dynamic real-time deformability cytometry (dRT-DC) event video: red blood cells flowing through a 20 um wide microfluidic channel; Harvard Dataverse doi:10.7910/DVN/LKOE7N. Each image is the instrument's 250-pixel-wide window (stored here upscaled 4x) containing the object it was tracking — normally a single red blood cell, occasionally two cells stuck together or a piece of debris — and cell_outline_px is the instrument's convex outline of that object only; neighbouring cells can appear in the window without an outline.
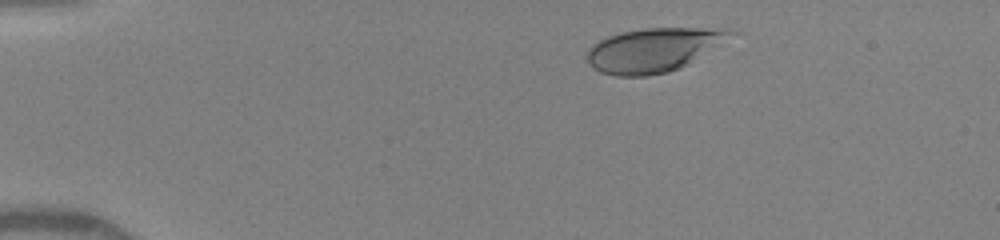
{"species": "human", "species_latin": "Homo sapiens", "temperature_condition": "warm", "stored_images_in_passage": 28, "camera_frame_rate_fps": 3000, "um_per_image_px": 0.085, "donor": {"sex": "female"}, "frame": {"image": 1, "passage_image": 3, "time_ms": 1.333, "image_size_px": [1000, 240], "cell_outline_px": [[740, 32], [688, 64], [680, 68], [668, 72], [648, 76], [616, 76], [600, 72], [592, 68], [588, 60], [588, 52], [592, 44], [608, 36], [624, 32], [644, 28], [720, 28]], "centroid_in_image_um": [55.57, 4.24], "position_along_channel_um": 29.4, "area_um2": 36.65}}
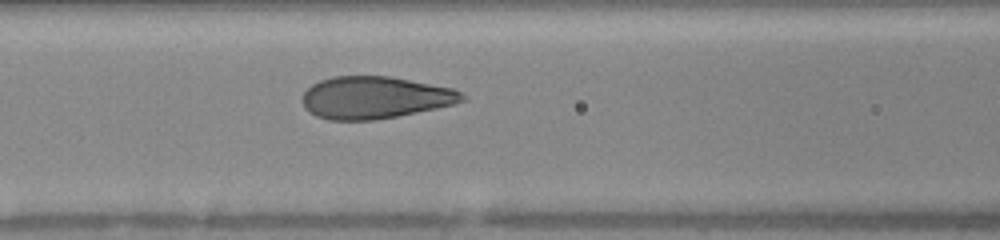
{"frame": {"image": 2, "passage_image": 14, "time_ms": 5.667, "image_size_px": [1000, 240], "cell_outline_px": [[468, 100], [436, 108], [396, 116], [372, 120], [328, 120], [316, 116], [304, 108], [304, 92], [312, 84], [320, 80], [332, 76], [388, 76], [452, 88], [464, 92], [468, 96]], "centroid_in_image_um": [31.89, 8.29], "position_along_channel_um": 134.7, "area_um2": 39.19}}
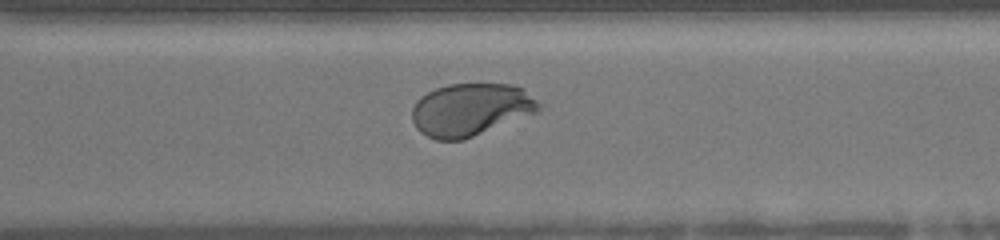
{"frame": {"image": 3, "passage_image": 28, "time_ms": 10.333, "image_size_px": [1000, 240], "cell_outline_px": [[544, 104], [536, 112], [464, 140], [436, 140], [420, 132], [416, 128], [412, 120], [412, 108], [416, 100], [420, 96], [436, 88], [448, 84], [512, 84], [520, 88]], "centroid_in_image_um": [39.98, 9.32], "position_along_channel_um": 330.6, "area_um2": 38.78}}